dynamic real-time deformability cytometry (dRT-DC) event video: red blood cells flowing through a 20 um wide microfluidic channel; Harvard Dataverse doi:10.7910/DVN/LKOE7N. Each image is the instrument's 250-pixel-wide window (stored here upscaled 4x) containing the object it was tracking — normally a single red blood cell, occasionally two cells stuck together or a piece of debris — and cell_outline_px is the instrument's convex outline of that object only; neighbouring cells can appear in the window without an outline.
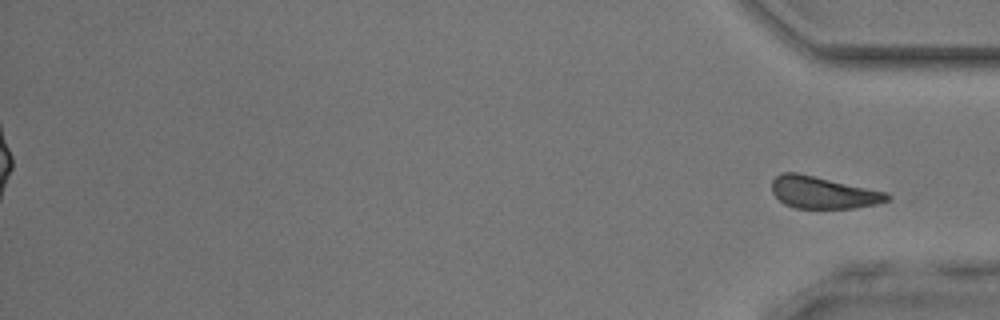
{"species": "common noctule bat (a hibernating species)", "species_latin": "Nyctalus noctula", "temperature_condition": "room temperature", "stored_images_in_passage": 45, "segment_of_instrument_passage": [2, 2], "camera_frame_rate_fps": 3000, "um_per_image_px": 0.085, "animal": {"sex": "male", "body_mass_g": 17.9, "forearm_length_mm": 54.2}, "frame": {"image": 1, "passage_image": 45, "time_ms": 14.667, "image_size_px": [1000, 320], "cell_outline_px": [[892, 196], [888, 200], [876, 204], [852, 208], [796, 208], [784, 204], [772, 192], [772, 180], [780, 172], [796, 172], [888, 192]], "centroid_in_image_um": [69.96, 16.36], "position_along_channel_um": 365.2, "area_um2": 21.5}}